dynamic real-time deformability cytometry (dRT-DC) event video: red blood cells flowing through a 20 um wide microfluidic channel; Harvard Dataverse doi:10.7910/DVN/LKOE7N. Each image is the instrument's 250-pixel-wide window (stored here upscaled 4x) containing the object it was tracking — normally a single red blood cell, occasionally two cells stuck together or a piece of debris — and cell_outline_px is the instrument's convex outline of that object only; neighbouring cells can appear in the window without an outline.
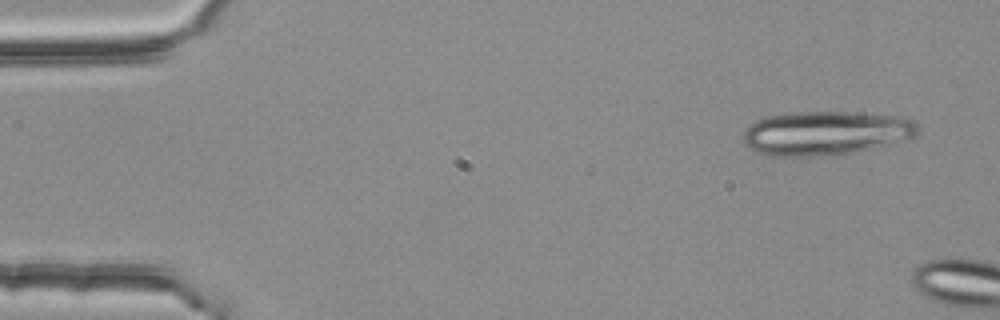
{"species": "common noctule bat (a hibernating species)", "species_latin": "Nyctalus noctula", "temperature_condition": "room temperature", "stored_images_in_passage": 3, "camera_frame_rate_fps": 3000, "um_per_image_px": 0.085, "animal": {"sex": "female", "body_mass_g": 25.1}, "frame": {"image": 1, "passage_image": 3, "time_ms": 0.667, "image_size_px": [1000, 320], "cell_outline_px": [[920, 128], [916, 136], [872, 148], [828, 156], [768, 156], [756, 152], [744, 144], [744, 132], [756, 120], [768, 116], [788, 112], [852, 112], [904, 116], [916, 120]], "centroid_in_image_um": [70.21, 11.3], "position_along_channel_um": 14.8, "area_um2": 45.03}}